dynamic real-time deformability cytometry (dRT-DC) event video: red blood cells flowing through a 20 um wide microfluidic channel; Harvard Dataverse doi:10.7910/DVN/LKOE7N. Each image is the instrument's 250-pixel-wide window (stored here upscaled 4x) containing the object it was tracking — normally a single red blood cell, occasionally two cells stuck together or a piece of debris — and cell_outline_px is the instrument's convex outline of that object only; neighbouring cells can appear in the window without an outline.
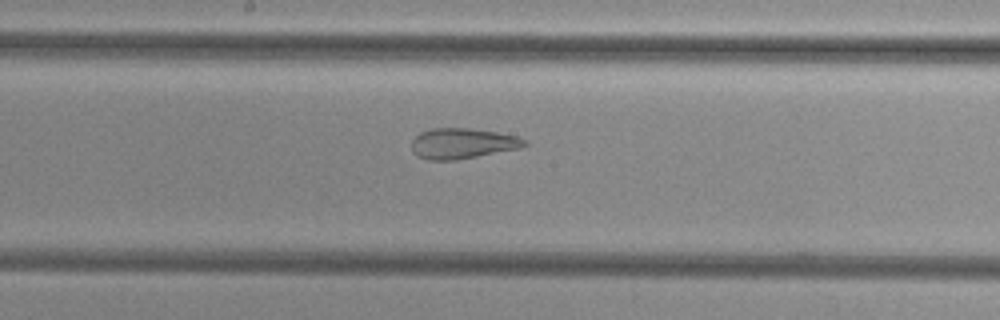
{"species": "common noctule bat (a hibernating species)", "species_latin": "Nyctalus noctula", "temperature_condition": "cold", "stored_images_in_passage": 15, "camera_frame_rate_fps": 3000, "um_per_image_px": 0.085, "animal": {"sex": "female", "body_mass_g": 29.2, "forearm_length_mm": 56.3}, "frame": {"image": 1, "passage_image": 13, "time_ms": 4.0, "image_size_px": [1000, 320], "cell_outline_px": [[528, 144], [520, 148], [456, 160], [428, 160], [416, 156], [412, 152], [412, 140], [420, 132], [432, 128], [468, 128], [496, 132], [516, 136], [528, 140]], "centroid_in_image_um": [39.29, 12.19], "position_along_channel_um": 208.9, "area_um2": 20.11}}